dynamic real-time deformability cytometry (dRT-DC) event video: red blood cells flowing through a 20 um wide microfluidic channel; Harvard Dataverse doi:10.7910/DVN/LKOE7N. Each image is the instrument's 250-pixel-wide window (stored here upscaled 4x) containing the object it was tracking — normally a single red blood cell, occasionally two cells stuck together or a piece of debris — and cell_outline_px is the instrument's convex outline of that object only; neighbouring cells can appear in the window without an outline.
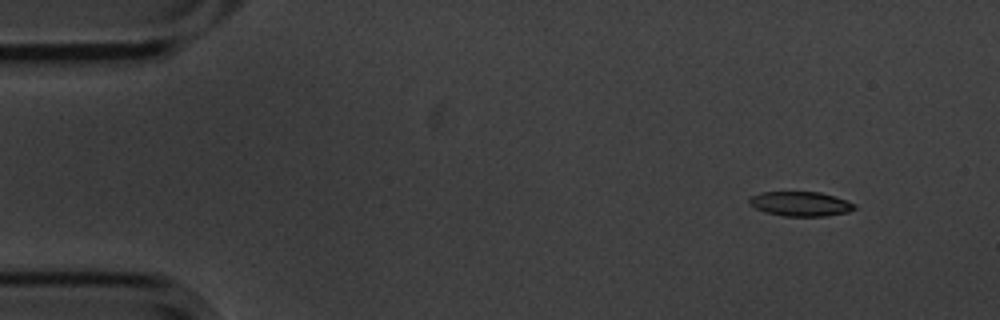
{"species": "common noctule bat (a hibernating species)", "species_latin": "Nyctalus noctula", "temperature_condition": "cold", "stored_images_in_passage": 3, "camera_frame_rate_fps": 3000, "um_per_image_px": 0.085, "animal": {"sex": "male", "body_mass_g": 20.1, "forearm_length_mm": 53.5}, "frame": {"image": 1, "passage_image": 1, "time_ms": 0.0, "image_size_px": [1000, 320], "cell_outline_px": [[856, 208], [848, 212], [824, 216], [784, 216], [764, 212], [756, 208], [748, 200], [752, 196], [760, 192], [820, 192], [856, 204]], "centroid_in_image_um": [68.04, 17.33], "position_along_channel_um": 17.0, "area_um2": 14.85}}